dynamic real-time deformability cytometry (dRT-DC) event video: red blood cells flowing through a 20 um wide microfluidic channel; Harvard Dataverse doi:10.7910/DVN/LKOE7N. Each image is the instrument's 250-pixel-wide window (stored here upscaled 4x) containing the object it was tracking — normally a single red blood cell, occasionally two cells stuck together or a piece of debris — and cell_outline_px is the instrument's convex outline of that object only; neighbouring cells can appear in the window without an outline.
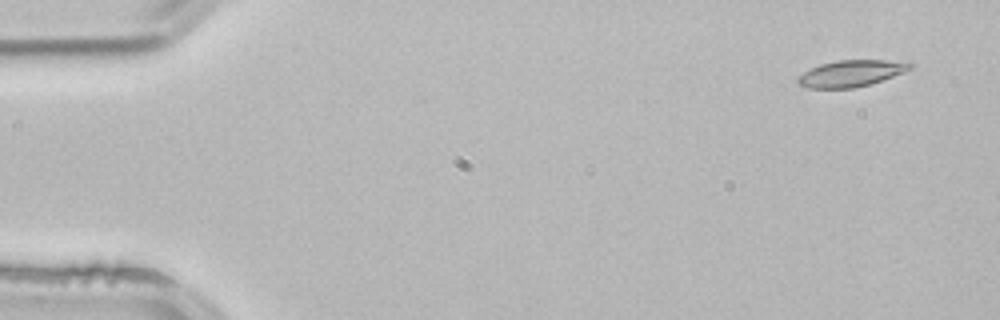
{"species": "common noctule bat (a hibernating species)", "species_latin": "Nyctalus noctula", "temperature_condition": "room temperature", "stored_images_in_passage": 3, "camera_frame_rate_fps": 3000, "um_per_image_px": 0.085, "animal": {"sex": "male", "body_mass_g": 21.5, "forearm_length_mm": 52.0}, "frame": {"image": 1, "passage_image": 1, "time_ms": 0.0, "image_size_px": [1000, 320], "cell_outline_px": [[912, 68], [904, 72], [856, 88], [808, 88], [800, 84], [796, 80], [796, 76], [820, 64], [836, 60], [884, 60], [912, 64]], "centroid_in_image_um": [72.27, 6.24], "position_along_channel_um": 12.7, "area_um2": 16.99}}
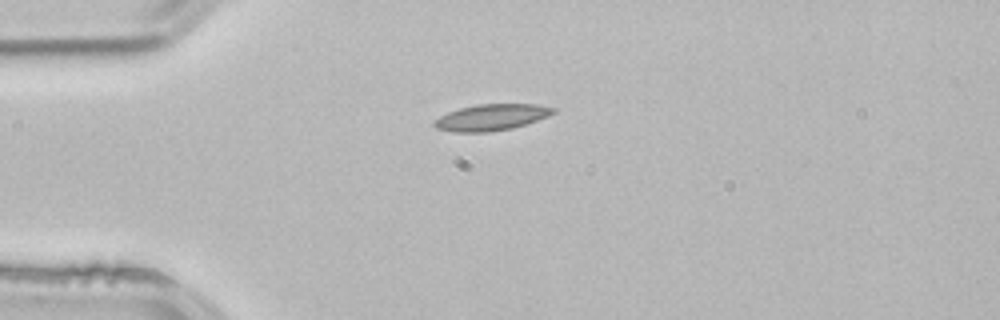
{"frame": {"image": 2, "passage_image": 3, "time_ms": 0.667, "image_size_px": [1000, 320], "cell_outline_px": [[556, 112], [548, 116], [512, 128], [488, 132], [456, 132], [436, 128], [432, 124], [432, 120], [448, 112], [460, 108], [476, 104], [536, 104], [556, 108]], "centroid_in_image_um": [41.74, 9.97], "position_along_channel_um": 43.3, "area_um2": 18.21}}